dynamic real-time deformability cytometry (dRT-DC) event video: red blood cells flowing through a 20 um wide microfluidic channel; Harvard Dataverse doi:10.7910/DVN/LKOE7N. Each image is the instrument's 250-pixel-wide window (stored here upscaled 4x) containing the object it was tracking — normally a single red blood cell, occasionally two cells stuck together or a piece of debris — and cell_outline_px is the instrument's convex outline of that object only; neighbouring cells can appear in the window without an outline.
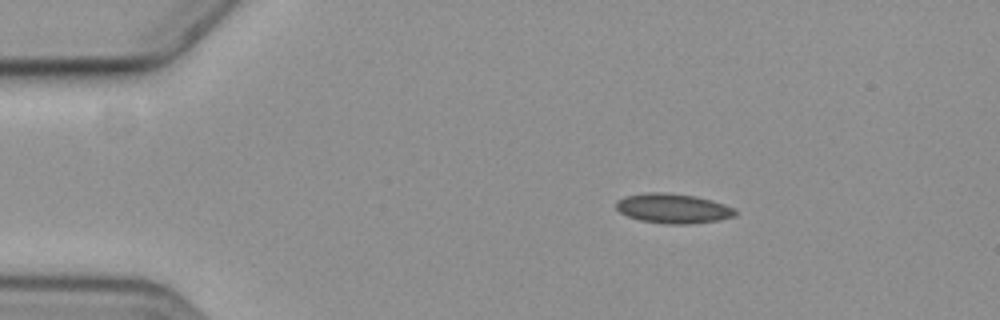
{"species": "common noctule bat (a hibernating species)", "species_latin": "Nyctalus noctula", "temperature_condition": "cold", "stored_images_in_passage": 6, "camera_frame_rate_fps": 3000, "um_per_image_px": 0.085, "animal": {"sex": "female", "body_mass_g": 19.3, "forearm_length_mm": 54.1}, "frame": {"image": 1, "passage_image": 2, "time_ms": 1.333, "image_size_px": [1000, 320], "cell_outline_px": [[736, 216], [720, 220], [692, 224], [668, 224], [640, 220], [628, 216], [620, 212], [616, 208], [616, 200], [624, 196], [648, 192], [664, 192], [696, 196], [712, 200], [736, 208]], "centroid_in_image_um": [57.23, 17.71], "position_along_channel_um": 27.8, "area_um2": 20.81}}
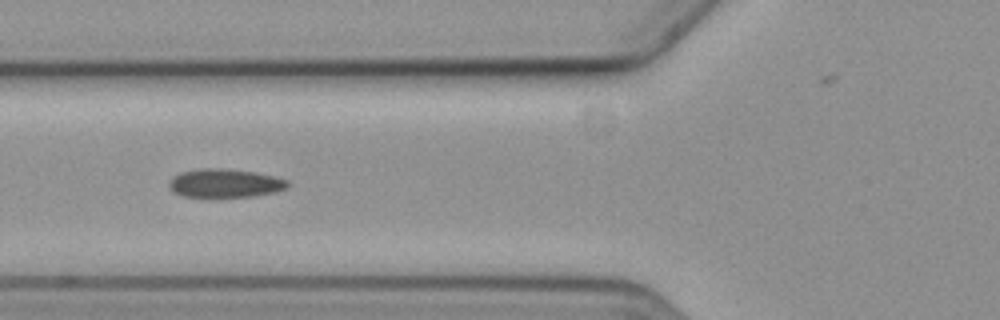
{"frame": {"image": 2, "passage_image": 5, "time_ms": 5.333, "image_size_px": [1000, 320], "cell_outline_px": [[288, 188], [276, 192], [256, 196], [184, 196], [172, 192], [168, 188], [168, 180], [172, 176], [180, 172], [200, 168], [220, 168], [256, 172], [276, 176], [288, 180]], "centroid_in_image_um": [19.11, 15.56], "position_along_channel_um": 106.7, "area_um2": 19.94}}
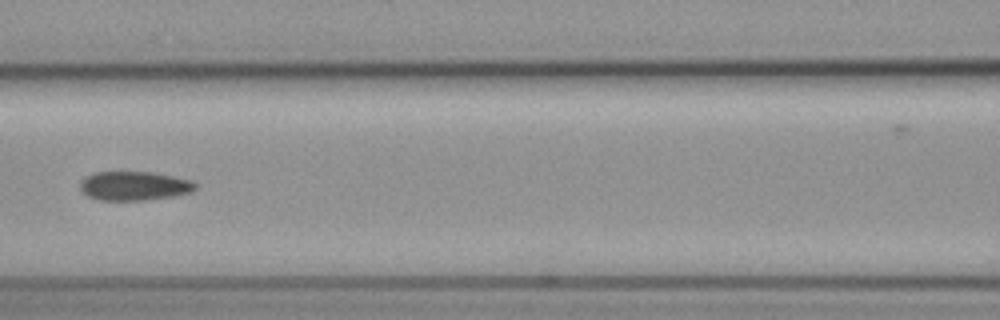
{"frame": {"image": 3, "passage_image": 6, "time_ms": 6.667, "image_size_px": [1000, 320], "cell_outline_px": [[196, 188], [192, 192], [172, 196], [144, 200], [96, 200], [80, 192], [80, 180], [84, 176], [92, 172], [152, 172], [192, 180], [196, 184]], "centroid_in_image_um": [11.35, 15.8], "position_along_channel_um": 155.3, "area_um2": 19.71}}